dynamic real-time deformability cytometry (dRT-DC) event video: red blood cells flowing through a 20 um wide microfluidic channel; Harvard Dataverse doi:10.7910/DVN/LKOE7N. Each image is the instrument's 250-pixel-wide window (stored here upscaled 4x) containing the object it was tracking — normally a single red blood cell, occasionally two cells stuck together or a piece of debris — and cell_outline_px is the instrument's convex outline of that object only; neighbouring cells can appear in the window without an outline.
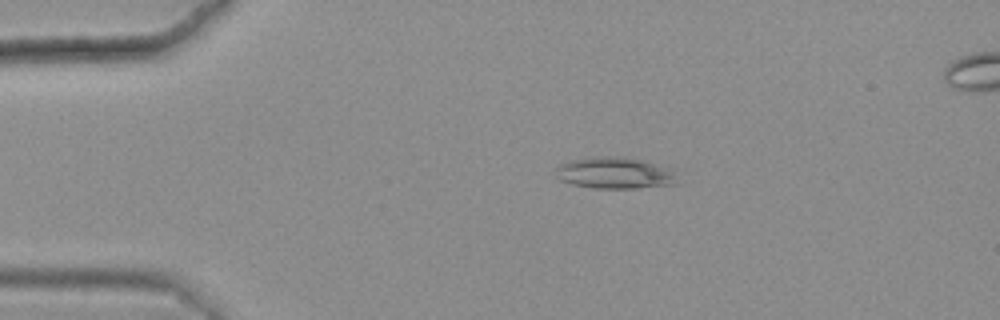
{"species": "common noctule bat (a hibernating species)", "species_latin": "Nyctalus noctula", "temperature_condition": "warm", "stored_images_in_passage": 47, "camera_frame_rate_fps": 3000, "um_per_image_px": 0.085, "animal": {"sex": "female", "body_mass_g": 25.1}, "frame": {"image": 1, "passage_image": 10, "time_ms": 3.0, "image_size_px": [1000, 320], "cell_outline_px": [[680, 184], [636, 188], [596, 188], [572, 184], [560, 180], [556, 176], [556, 168], [560, 164], [568, 160], [596, 156], [624, 156], [640, 160], [664, 168], [672, 172]], "centroid_in_image_um": [52.19, 14.7], "position_along_channel_um": 32.8, "area_um2": 22.14}}
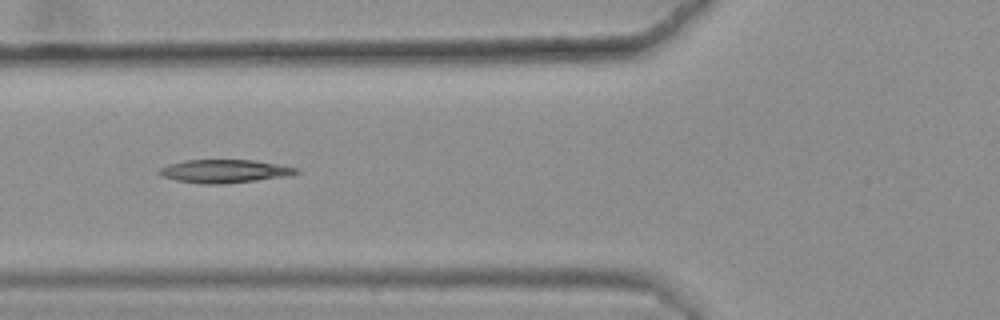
{"frame": {"image": 2, "passage_image": 20, "time_ms": 6.333, "image_size_px": [1000, 320], "cell_outline_px": [[300, 172], [292, 176], [220, 184], [200, 184], [176, 180], [160, 176], [156, 172], [160, 168], [168, 164], [184, 160], [252, 160], [300, 168]], "centroid_in_image_um": [19.07, 14.55], "position_along_channel_um": 106.7, "area_um2": 18.73}}
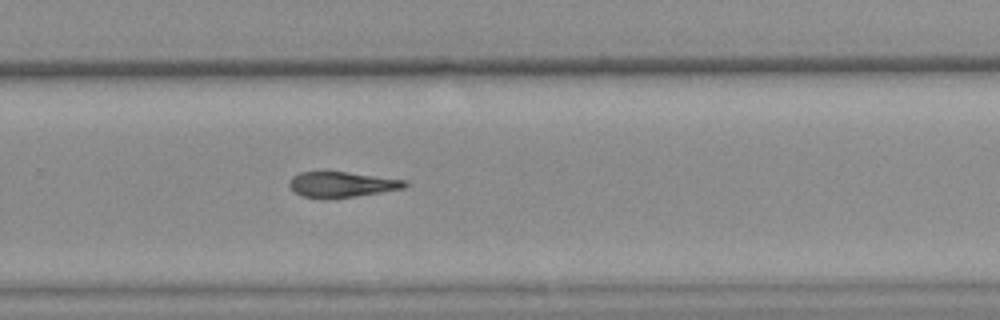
{"frame": {"image": 3, "passage_image": 36, "time_ms": 11.667, "image_size_px": [1000, 320], "cell_outline_px": [[408, 184], [404, 188], [356, 196], [324, 200], [304, 196], [296, 192], [288, 184], [288, 180], [292, 176], [300, 172], [348, 172], [408, 180]], "centroid_in_image_um": [29.05, 15.69], "position_along_channel_um": 300.8, "area_um2": 17.28}}